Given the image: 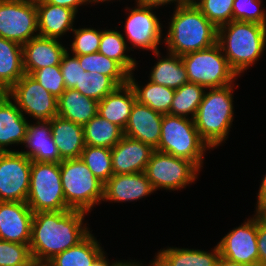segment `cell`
I'll list each match as a JSON object with an SVG mask.
<instances>
[{"mask_svg": "<svg viewBox=\"0 0 266 266\" xmlns=\"http://www.w3.org/2000/svg\"><path fill=\"white\" fill-rule=\"evenodd\" d=\"M181 59L186 67L188 81L205 89L231 85L238 79L218 43L184 54Z\"/></svg>", "mask_w": 266, "mask_h": 266, "instance_id": "obj_7", "label": "cell"}, {"mask_svg": "<svg viewBox=\"0 0 266 266\" xmlns=\"http://www.w3.org/2000/svg\"><path fill=\"white\" fill-rule=\"evenodd\" d=\"M6 93L23 115L35 121H50L58 116L57 98L29 74H24Z\"/></svg>", "mask_w": 266, "mask_h": 266, "instance_id": "obj_10", "label": "cell"}, {"mask_svg": "<svg viewBox=\"0 0 266 266\" xmlns=\"http://www.w3.org/2000/svg\"><path fill=\"white\" fill-rule=\"evenodd\" d=\"M135 4V8L127 7L125 9L129 13L124 23L125 40H129V43H131L130 50L139 48L155 53L159 51L158 45L162 43L163 36L162 24L153 12L156 8Z\"/></svg>", "mask_w": 266, "mask_h": 266, "instance_id": "obj_13", "label": "cell"}, {"mask_svg": "<svg viewBox=\"0 0 266 266\" xmlns=\"http://www.w3.org/2000/svg\"><path fill=\"white\" fill-rule=\"evenodd\" d=\"M84 71L98 72L111 77L119 86L125 85L129 80V73L115 60L96 52L77 56Z\"/></svg>", "mask_w": 266, "mask_h": 266, "instance_id": "obj_34", "label": "cell"}, {"mask_svg": "<svg viewBox=\"0 0 266 266\" xmlns=\"http://www.w3.org/2000/svg\"><path fill=\"white\" fill-rule=\"evenodd\" d=\"M62 188L71 210L90 213L103 201L104 184L97 179L81 158L60 162Z\"/></svg>", "mask_w": 266, "mask_h": 266, "instance_id": "obj_6", "label": "cell"}, {"mask_svg": "<svg viewBox=\"0 0 266 266\" xmlns=\"http://www.w3.org/2000/svg\"><path fill=\"white\" fill-rule=\"evenodd\" d=\"M80 158L103 184L113 175L110 148L85 145Z\"/></svg>", "mask_w": 266, "mask_h": 266, "instance_id": "obj_35", "label": "cell"}, {"mask_svg": "<svg viewBox=\"0 0 266 266\" xmlns=\"http://www.w3.org/2000/svg\"><path fill=\"white\" fill-rule=\"evenodd\" d=\"M25 1H29V2H39V1H42V0H25Z\"/></svg>", "mask_w": 266, "mask_h": 266, "instance_id": "obj_55", "label": "cell"}, {"mask_svg": "<svg viewBox=\"0 0 266 266\" xmlns=\"http://www.w3.org/2000/svg\"><path fill=\"white\" fill-rule=\"evenodd\" d=\"M201 0H183V5H196Z\"/></svg>", "mask_w": 266, "mask_h": 266, "instance_id": "obj_53", "label": "cell"}, {"mask_svg": "<svg viewBox=\"0 0 266 266\" xmlns=\"http://www.w3.org/2000/svg\"><path fill=\"white\" fill-rule=\"evenodd\" d=\"M259 192L257 194V202H265L266 203V173L262 178L261 185L259 186Z\"/></svg>", "mask_w": 266, "mask_h": 266, "instance_id": "obj_48", "label": "cell"}, {"mask_svg": "<svg viewBox=\"0 0 266 266\" xmlns=\"http://www.w3.org/2000/svg\"><path fill=\"white\" fill-rule=\"evenodd\" d=\"M74 38L71 46V53L75 56L96 53L99 50L101 41V30L94 28L73 29Z\"/></svg>", "mask_w": 266, "mask_h": 266, "instance_id": "obj_38", "label": "cell"}, {"mask_svg": "<svg viewBox=\"0 0 266 266\" xmlns=\"http://www.w3.org/2000/svg\"><path fill=\"white\" fill-rule=\"evenodd\" d=\"M100 244L91 232L76 246L55 255L48 263L50 266H92L105 252Z\"/></svg>", "mask_w": 266, "mask_h": 266, "instance_id": "obj_29", "label": "cell"}, {"mask_svg": "<svg viewBox=\"0 0 266 266\" xmlns=\"http://www.w3.org/2000/svg\"><path fill=\"white\" fill-rule=\"evenodd\" d=\"M69 53L70 51L67 49L63 54L60 69L66 89H73L76 84H79L84 69L80 66L78 57Z\"/></svg>", "mask_w": 266, "mask_h": 266, "instance_id": "obj_42", "label": "cell"}, {"mask_svg": "<svg viewBox=\"0 0 266 266\" xmlns=\"http://www.w3.org/2000/svg\"><path fill=\"white\" fill-rule=\"evenodd\" d=\"M107 253H103L95 262L92 266H120L123 261H112L109 262V259L106 256Z\"/></svg>", "mask_w": 266, "mask_h": 266, "instance_id": "obj_47", "label": "cell"}, {"mask_svg": "<svg viewBox=\"0 0 266 266\" xmlns=\"http://www.w3.org/2000/svg\"><path fill=\"white\" fill-rule=\"evenodd\" d=\"M261 3V0H234L233 20L266 25V11Z\"/></svg>", "mask_w": 266, "mask_h": 266, "instance_id": "obj_40", "label": "cell"}, {"mask_svg": "<svg viewBox=\"0 0 266 266\" xmlns=\"http://www.w3.org/2000/svg\"><path fill=\"white\" fill-rule=\"evenodd\" d=\"M154 150L140 140L123 135L121 140L111 148L113 174L145 172Z\"/></svg>", "mask_w": 266, "mask_h": 266, "instance_id": "obj_17", "label": "cell"}, {"mask_svg": "<svg viewBox=\"0 0 266 266\" xmlns=\"http://www.w3.org/2000/svg\"><path fill=\"white\" fill-rule=\"evenodd\" d=\"M47 3L66 7L78 13L79 6L93 4L92 0H45Z\"/></svg>", "mask_w": 266, "mask_h": 266, "instance_id": "obj_44", "label": "cell"}, {"mask_svg": "<svg viewBox=\"0 0 266 266\" xmlns=\"http://www.w3.org/2000/svg\"><path fill=\"white\" fill-rule=\"evenodd\" d=\"M136 81L134 73L129 74L128 82L135 92L136 100L163 115L169 114L175 89L151 81L142 87Z\"/></svg>", "mask_w": 266, "mask_h": 266, "instance_id": "obj_30", "label": "cell"}, {"mask_svg": "<svg viewBox=\"0 0 266 266\" xmlns=\"http://www.w3.org/2000/svg\"><path fill=\"white\" fill-rule=\"evenodd\" d=\"M162 119L163 114L136 100L123 134L156 149L160 142Z\"/></svg>", "mask_w": 266, "mask_h": 266, "instance_id": "obj_18", "label": "cell"}, {"mask_svg": "<svg viewBox=\"0 0 266 266\" xmlns=\"http://www.w3.org/2000/svg\"><path fill=\"white\" fill-rule=\"evenodd\" d=\"M217 43L230 67L241 76L263 56L266 25L232 20L217 28Z\"/></svg>", "mask_w": 266, "mask_h": 266, "instance_id": "obj_2", "label": "cell"}, {"mask_svg": "<svg viewBox=\"0 0 266 266\" xmlns=\"http://www.w3.org/2000/svg\"><path fill=\"white\" fill-rule=\"evenodd\" d=\"M145 172L113 174L103 187V201L132 202L154 193Z\"/></svg>", "mask_w": 266, "mask_h": 266, "instance_id": "obj_16", "label": "cell"}, {"mask_svg": "<svg viewBox=\"0 0 266 266\" xmlns=\"http://www.w3.org/2000/svg\"><path fill=\"white\" fill-rule=\"evenodd\" d=\"M257 247L258 266H266V228L262 227L257 220Z\"/></svg>", "mask_w": 266, "mask_h": 266, "instance_id": "obj_43", "label": "cell"}, {"mask_svg": "<svg viewBox=\"0 0 266 266\" xmlns=\"http://www.w3.org/2000/svg\"><path fill=\"white\" fill-rule=\"evenodd\" d=\"M233 91L234 84L205 89L195 115L198 133L211 150L228 138L234 120Z\"/></svg>", "mask_w": 266, "mask_h": 266, "instance_id": "obj_4", "label": "cell"}, {"mask_svg": "<svg viewBox=\"0 0 266 266\" xmlns=\"http://www.w3.org/2000/svg\"><path fill=\"white\" fill-rule=\"evenodd\" d=\"M23 145L28 150L20 152L31 161L60 163L63 160L53 140L50 121L28 122Z\"/></svg>", "mask_w": 266, "mask_h": 266, "instance_id": "obj_19", "label": "cell"}, {"mask_svg": "<svg viewBox=\"0 0 266 266\" xmlns=\"http://www.w3.org/2000/svg\"><path fill=\"white\" fill-rule=\"evenodd\" d=\"M118 86L119 85L109 76L98 72L89 73L84 71L79 84H76L73 89L99 102L106 95L113 92Z\"/></svg>", "mask_w": 266, "mask_h": 266, "instance_id": "obj_36", "label": "cell"}, {"mask_svg": "<svg viewBox=\"0 0 266 266\" xmlns=\"http://www.w3.org/2000/svg\"><path fill=\"white\" fill-rule=\"evenodd\" d=\"M135 101V92L128 82L125 85L118 86L99 101L97 114L116 124L124 131Z\"/></svg>", "mask_w": 266, "mask_h": 266, "instance_id": "obj_23", "label": "cell"}, {"mask_svg": "<svg viewBox=\"0 0 266 266\" xmlns=\"http://www.w3.org/2000/svg\"><path fill=\"white\" fill-rule=\"evenodd\" d=\"M24 74L22 45L0 37V93L7 92Z\"/></svg>", "mask_w": 266, "mask_h": 266, "instance_id": "obj_26", "label": "cell"}, {"mask_svg": "<svg viewBox=\"0 0 266 266\" xmlns=\"http://www.w3.org/2000/svg\"><path fill=\"white\" fill-rule=\"evenodd\" d=\"M254 216L257 218L259 224L266 228V203L257 202Z\"/></svg>", "mask_w": 266, "mask_h": 266, "instance_id": "obj_46", "label": "cell"}, {"mask_svg": "<svg viewBox=\"0 0 266 266\" xmlns=\"http://www.w3.org/2000/svg\"><path fill=\"white\" fill-rule=\"evenodd\" d=\"M53 140L63 160L80 158L85 148L83 126L55 116L50 120Z\"/></svg>", "mask_w": 266, "mask_h": 266, "instance_id": "obj_24", "label": "cell"}, {"mask_svg": "<svg viewBox=\"0 0 266 266\" xmlns=\"http://www.w3.org/2000/svg\"><path fill=\"white\" fill-rule=\"evenodd\" d=\"M85 145L113 148L123 137V130L98 114L84 126Z\"/></svg>", "mask_w": 266, "mask_h": 266, "instance_id": "obj_31", "label": "cell"}, {"mask_svg": "<svg viewBox=\"0 0 266 266\" xmlns=\"http://www.w3.org/2000/svg\"><path fill=\"white\" fill-rule=\"evenodd\" d=\"M200 168L192 161L154 150L145 174L155 192L159 189L178 191L195 183Z\"/></svg>", "mask_w": 266, "mask_h": 266, "instance_id": "obj_9", "label": "cell"}, {"mask_svg": "<svg viewBox=\"0 0 266 266\" xmlns=\"http://www.w3.org/2000/svg\"><path fill=\"white\" fill-rule=\"evenodd\" d=\"M31 76L57 99L66 90L60 65L46 66L35 70Z\"/></svg>", "mask_w": 266, "mask_h": 266, "instance_id": "obj_41", "label": "cell"}, {"mask_svg": "<svg viewBox=\"0 0 266 266\" xmlns=\"http://www.w3.org/2000/svg\"><path fill=\"white\" fill-rule=\"evenodd\" d=\"M153 54L158 58V62L151 68L149 81L173 89H178L189 82L181 56L168 52L167 57L162 56L159 58L160 51Z\"/></svg>", "mask_w": 266, "mask_h": 266, "instance_id": "obj_27", "label": "cell"}, {"mask_svg": "<svg viewBox=\"0 0 266 266\" xmlns=\"http://www.w3.org/2000/svg\"><path fill=\"white\" fill-rule=\"evenodd\" d=\"M31 163L20 151L0 152V201L26 202Z\"/></svg>", "mask_w": 266, "mask_h": 266, "instance_id": "obj_12", "label": "cell"}, {"mask_svg": "<svg viewBox=\"0 0 266 266\" xmlns=\"http://www.w3.org/2000/svg\"><path fill=\"white\" fill-rule=\"evenodd\" d=\"M33 214L26 202L0 201V240L29 244Z\"/></svg>", "mask_w": 266, "mask_h": 266, "instance_id": "obj_15", "label": "cell"}, {"mask_svg": "<svg viewBox=\"0 0 266 266\" xmlns=\"http://www.w3.org/2000/svg\"><path fill=\"white\" fill-rule=\"evenodd\" d=\"M26 203L34 213L71 210L65 201L60 163L32 161Z\"/></svg>", "mask_w": 266, "mask_h": 266, "instance_id": "obj_8", "label": "cell"}, {"mask_svg": "<svg viewBox=\"0 0 266 266\" xmlns=\"http://www.w3.org/2000/svg\"><path fill=\"white\" fill-rule=\"evenodd\" d=\"M208 149L211 148L198 133L194 119L163 115L160 142L155 150L192 161L202 169Z\"/></svg>", "mask_w": 266, "mask_h": 266, "instance_id": "obj_5", "label": "cell"}, {"mask_svg": "<svg viewBox=\"0 0 266 266\" xmlns=\"http://www.w3.org/2000/svg\"><path fill=\"white\" fill-rule=\"evenodd\" d=\"M61 43L59 39L37 36L23 44L25 74L31 75L46 66L60 65L63 54L69 49Z\"/></svg>", "mask_w": 266, "mask_h": 266, "instance_id": "obj_20", "label": "cell"}, {"mask_svg": "<svg viewBox=\"0 0 266 266\" xmlns=\"http://www.w3.org/2000/svg\"><path fill=\"white\" fill-rule=\"evenodd\" d=\"M234 0H201L195 6L216 27L233 20Z\"/></svg>", "mask_w": 266, "mask_h": 266, "instance_id": "obj_37", "label": "cell"}, {"mask_svg": "<svg viewBox=\"0 0 266 266\" xmlns=\"http://www.w3.org/2000/svg\"><path fill=\"white\" fill-rule=\"evenodd\" d=\"M220 256L248 266H258L257 218L253 215L218 242Z\"/></svg>", "mask_w": 266, "mask_h": 266, "instance_id": "obj_14", "label": "cell"}, {"mask_svg": "<svg viewBox=\"0 0 266 266\" xmlns=\"http://www.w3.org/2000/svg\"><path fill=\"white\" fill-rule=\"evenodd\" d=\"M211 251L168 247L160 249L156 256L166 266H217L220 258L218 244Z\"/></svg>", "mask_w": 266, "mask_h": 266, "instance_id": "obj_28", "label": "cell"}, {"mask_svg": "<svg viewBox=\"0 0 266 266\" xmlns=\"http://www.w3.org/2000/svg\"><path fill=\"white\" fill-rule=\"evenodd\" d=\"M107 29L101 30V41L98 52L117 61L129 74L135 71L137 62L135 58L130 57L127 52L129 50L128 42L125 40L124 34L119 31ZM127 54V55H126Z\"/></svg>", "mask_w": 266, "mask_h": 266, "instance_id": "obj_32", "label": "cell"}, {"mask_svg": "<svg viewBox=\"0 0 266 266\" xmlns=\"http://www.w3.org/2000/svg\"><path fill=\"white\" fill-rule=\"evenodd\" d=\"M163 42L167 52L182 56L200 51L217 43V28L195 5H181L174 8Z\"/></svg>", "mask_w": 266, "mask_h": 266, "instance_id": "obj_3", "label": "cell"}, {"mask_svg": "<svg viewBox=\"0 0 266 266\" xmlns=\"http://www.w3.org/2000/svg\"><path fill=\"white\" fill-rule=\"evenodd\" d=\"M217 266H248V265L233 262V261H230V260L220 256L218 263H217Z\"/></svg>", "mask_w": 266, "mask_h": 266, "instance_id": "obj_49", "label": "cell"}, {"mask_svg": "<svg viewBox=\"0 0 266 266\" xmlns=\"http://www.w3.org/2000/svg\"><path fill=\"white\" fill-rule=\"evenodd\" d=\"M36 8L39 36L61 39L64 34L73 31L77 15L74 10L47 3L45 0L36 2Z\"/></svg>", "mask_w": 266, "mask_h": 266, "instance_id": "obj_22", "label": "cell"}, {"mask_svg": "<svg viewBox=\"0 0 266 266\" xmlns=\"http://www.w3.org/2000/svg\"><path fill=\"white\" fill-rule=\"evenodd\" d=\"M37 36L38 13L35 2L0 0V37L23 45Z\"/></svg>", "mask_w": 266, "mask_h": 266, "instance_id": "obj_11", "label": "cell"}, {"mask_svg": "<svg viewBox=\"0 0 266 266\" xmlns=\"http://www.w3.org/2000/svg\"><path fill=\"white\" fill-rule=\"evenodd\" d=\"M105 1H107L108 3L110 2V1H113V0H92V3H94L93 5H95V3L96 4H98V3H100V2H105Z\"/></svg>", "mask_w": 266, "mask_h": 266, "instance_id": "obj_54", "label": "cell"}, {"mask_svg": "<svg viewBox=\"0 0 266 266\" xmlns=\"http://www.w3.org/2000/svg\"><path fill=\"white\" fill-rule=\"evenodd\" d=\"M98 103L76 89H66L57 99L58 116L84 126L97 115Z\"/></svg>", "mask_w": 266, "mask_h": 266, "instance_id": "obj_25", "label": "cell"}, {"mask_svg": "<svg viewBox=\"0 0 266 266\" xmlns=\"http://www.w3.org/2000/svg\"><path fill=\"white\" fill-rule=\"evenodd\" d=\"M204 92L203 86L191 82L175 89L169 114L194 119Z\"/></svg>", "mask_w": 266, "mask_h": 266, "instance_id": "obj_33", "label": "cell"}, {"mask_svg": "<svg viewBox=\"0 0 266 266\" xmlns=\"http://www.w3.org/2000/svg\"><path fill=\"white\" fill-rule=\"evenodd\" d=\"M6 92L0 93V152L15 151L7 147L22 145L29 120Z\"/></svg>", "mask_w": 266, "mask_h": 266, "instance_id": "obj_21", "label": "cell"}, {"mask_svg": "<svg viewBox=\"0 0 266 266\" xmlns=\"http://www.w3.org/2000/svg\"><path fill=\"white\" fill-rule=\"evenodd\" d=\"M86 215L78 210L34 213L29 243L33 261L48 262L82 241L91 232L84 223Z\"/></svg>", "mask_w": 266, "mask_h": 266, "instance_id": "obj_1", "label": "cell"}, {"mask_svg": "<svg viewBox=\"0 0 266 266\" xmlns=\"http://www.w3.org/2000/svg\"><path fill=\"white\" fill-rule=\"evenodd\" d=\"M141 266H143L142 262ZM148 266H166L156 255L154 256V259L150 261V264Z\"/></svg>", "mask_w": 266, "mask_h": 266, "instance_id": "obj_50", "label": "cell"}, {"mask_svg": "<svg viewBox=\"0 0 266 266\" xmlns=\"http://www.w3.org/2000/svg\"><path fill=\"white\" fill-rule=\"evenodd\" d=\"M28 266H50L48 262L32 261Z\"/></svg>", "mask_w": 266, "mask_h": 266, "instance_id": "obj_52", "label": "cell"}, {"mask_svg": "<svg viewBox=\"0 0 266 266\" xmlns=\"http://www.w3.org/2000/svg\"><path fill=\"white\" fill-rule=\"evenodd\" d=\"M32 261L29 244L0 240V266H28Z\"/></svg>", "mask_w": 266, "mask_h": 266, "instance_id": "obj_39", "label": "cell"}, {"mask_svg": "<svg viewBox=\"0 0 266 266\" xmlns=\"http://www.w3.org/2000/svg\"><path fill=\"white\" fill-rule=\"evenodd\" d=\"M120 266H141V263L139 261L136 262V260H131L128 262L127 261H124Z\"/></svg>", "mask_w": 266, "mask_h": 266, "instance_id": "obj_51", "label": "cell"}, {"mask_svg": "<svg viewBox=\"0 0 266 266\" xmlns=\"http://www.w3.org/2000/svg\"><path fill=\"white\" fill-rule=\"evenodd\" d=\"M136 3L143 5V6H148V7H153V8H159V6H164V5H170L171 3H175V7L183 5V0H135Z\"/></svg>", "mask_w": 266, "mask_h": 266, "instance_id": "obj_45", "label": "cell"}]
</instances>
